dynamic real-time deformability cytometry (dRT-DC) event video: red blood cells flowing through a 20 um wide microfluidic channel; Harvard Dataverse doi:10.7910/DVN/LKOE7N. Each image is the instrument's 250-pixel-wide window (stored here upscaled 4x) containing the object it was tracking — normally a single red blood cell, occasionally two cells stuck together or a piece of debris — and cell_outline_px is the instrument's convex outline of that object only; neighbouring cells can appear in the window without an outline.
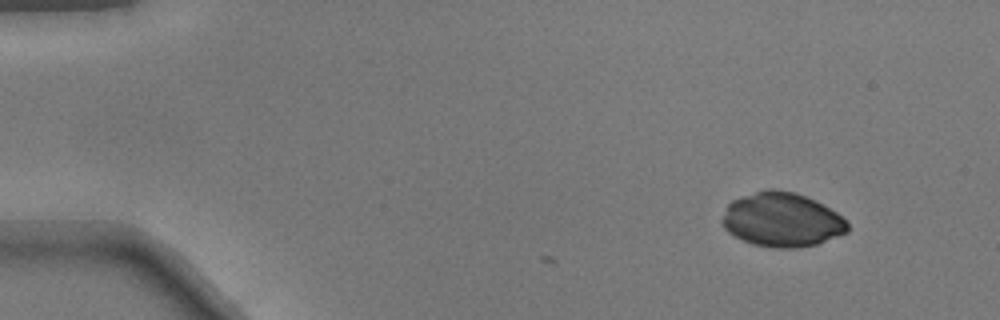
{"species": "common noctule bat (a hibernating species)", "species_latin": "Nyctalus noctula", "temperature_condition": "warm", "stored_images_in_passage": 5, "camera_frame_rate_fps": 3000, "um_per_image_px": 0.085, "animal": {"sex": "male", "body_mass_g": 17.9}, "frame": {"image": 1, "passage_image": 5, "time_ms": 1.333, "image_size_px": [1000, 320], "cell_outline_px": [[848, 232], [816, 244], [796, 248], [776, 248], [752, 244], [728, 232], [724, 228], [720, 220], [728, 204], [732, 200], [768, 188], [776, 188], [796, 192], [836, 212], [848, 224]], "centroid_in_image_um": [66.43, 18.68], "position_along_channel_um": 18.6, "area_um2": 39.3}}